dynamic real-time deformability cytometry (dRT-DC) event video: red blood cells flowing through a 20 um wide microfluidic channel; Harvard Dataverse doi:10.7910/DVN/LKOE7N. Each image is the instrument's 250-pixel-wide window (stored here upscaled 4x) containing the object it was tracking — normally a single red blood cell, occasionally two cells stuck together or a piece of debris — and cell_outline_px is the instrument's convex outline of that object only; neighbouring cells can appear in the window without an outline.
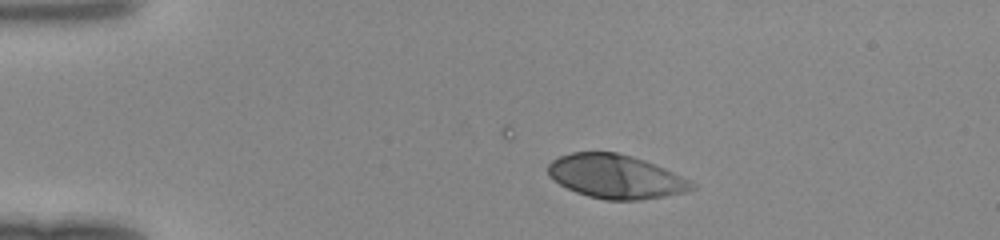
{"species": "human", "species_latin": "Homo sapiens", "temperature_condition": "room temperature", "stored_images_in_passage": 39, "camera_frame_rate_fps": 3000, "um_per_image_px": 0.085, "donor": {"sex": "female"}, "frame": {"image": 1, "passage_image": 1, "time_ms": 0.0, "image_size_px": [1000, 240], "cell_outline_px": [[696, 188], [684, 192], [664, 196], [640, 200], [604, 200], [588, 196], [576, 192], [560, 184], [548, 176], [548, 164], [552, 160], [560, 156], [572, 152], [616, 152], [632, 156], [644, 160], [664, 168], [696, 184]], "centroid_in_image_um": [52.31, 15.01], "position_along_channel_um": 32.7, "area_um2": 36.53}}
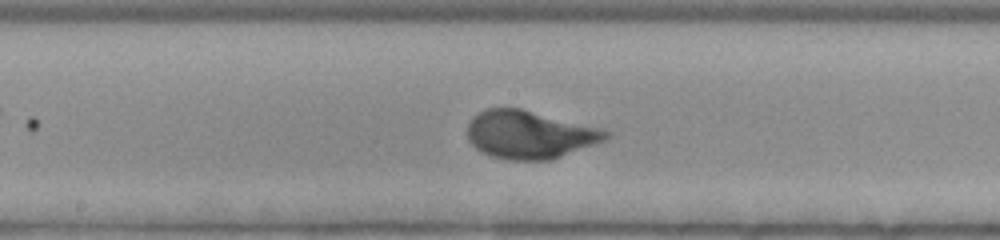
{"frame": {"image": 2, "passage_image": 17, "time_ms": 5.333, "image_size_px": [1000, 240], "cell_outline_px": [[612, 136], [608, 140], [552, 160], [508, 160], [492, 156], [480, 152], [468, 140], [468, 124], [472, 116], [488, 108], [520, 108], [600, 128], [612, 132]], "centroid_in_image_um": [45.05, 11.46], "position_along_channel_um": 203.2, "area_um2": 38.96}}
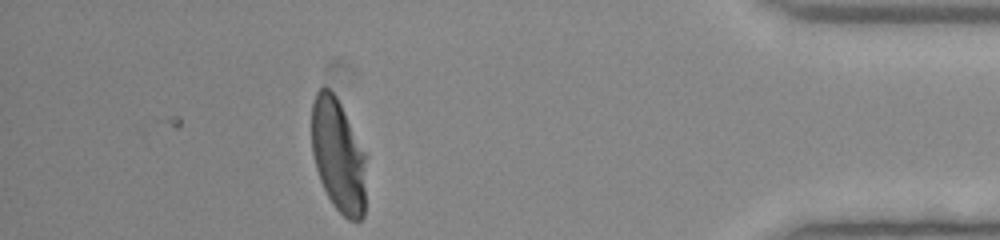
{"frame": {"image": 3, "passage_image": 34, "time_ms": 11.0, "image_size_px": [1000, 240], "cell_outline_px": [[368, 156], [364, 216], [360, 220], [348, 220], [332, 204], [320, 180], [316, 168], [312, 152], [312, 100], [316, 92], [320, 88], [328, 88], [336, 96]], "centroid_in_image_um": [28.79, 13.24], "position_along_channel_um": 406.4, "area_um2": 36.65}}